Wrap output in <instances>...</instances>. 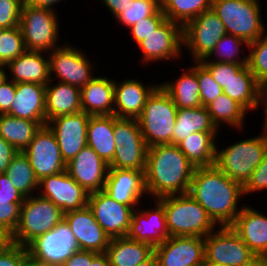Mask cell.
Wrapping results in <instances>:
<instances>
[{
	"instance_id": "cell-23",
	"label": "cell",
	"mask_w": 267,
	"mask_h": 266,
	"mask_svg": "<svg viewBox=\"0 0 267 266\" xmlns=\"http://www.w3.org/2000/svg\"><path fill=\"white\" fill-rule=\"evenodd\" d=\"M160 85H145L141 79H115L114 115L117 118L137 119L144 109L148 97Z\"/></svg>"
},
{
	"instance_id": "cell-40",
	"label": "cell",
	"mask_w": 267,
	"mask_h": 266,
	"mask_svg": "<svg viewBox=\"0 0 267 266\" xmlns=\"http://www.w3.org/2000/svg\"><path fill=\"white\" fill-rule=\"evenodd\" d=\"M147 152L146 143H127L118 146L109 168L145 171Z\"/></svg>"
},
{
	"instance_id": "cell-58",
	"label": "cell",
	"mask_w": 267,
	"mask_h": 266,
	"mask_svg": "<svg viewBox=\"0 0 267 266\" xmlns=\"http://www.w3.org/2000/svg\"><path fill=\"white\" fill-rule=\"evenodd\" d=\"M24 5H30L33 7L48 8L56 11V5L66 0H22Z\"/></svg>"
},
{
	"instance_id": "cell-30",
	"label": "cell",
	"mask_w": 267,
	"mask_h": 266,
	"mask_svg": "<svg viewBox=\"0 0 267 266\" xmlns=\"http://www.w3.org/2000/svg\"><path fill=\"white\" fill-rule=\"evenodd\" d=\"M87 145L108 165L113 161L116 149L114 115L90 116L87 126Z\"/></svg>"
},
{
	"instance_id": "cell-64",
	"label": "cell",
	"mask_w": 267,
	"mask_h": 266,
	"mask_svg": "<svg viewBox=\"0 0 267 266\" xmlns=\"http://www.w3.org/2000/svg\"><path fill=\"white\" fill-rule=\"evenodd\" d=\"M7 67L5 64L0 63V84L7 79Z\"/></svg>"
},
{
	"instance_id": "cell-11",
	"label": "cell",
	"mask_w": 267,
	"mask_h": 266,
	"mask_svg": "<svg viewBox=\"0 0 267 266\" xmlns=\"http://www.w3.org/2000/svg\"><path fill=\"white\" fill-rule=\"evenodd\" d=\"M226 34L217 14L212 9L204 11L182 27L183 49L188 50L193 62H200L211 54Z\"/></svg>"
},
{
	"instance_id": "cell-65",
	"label": "cell",
	"mask_w": 267,
	"mask_h": 266,
	"mask_svg": "<svg viewBox=\"0 0 267 266\" xmlns=\"http://www.w3.org/2000/svg\"><path fill=\"white\" fill-rule=\"evenodd\" d=\"M200 266H220V265L204 259V261L202 262V264Z\"/></svg>"
},
{
	"instance_id": "cell-10",
	"label": "cell",
	"mask_w": 267,
	"mask_h": 266,
	"mask_svg": "<svg viewBox=\"0 0 267 266\" xmlns=\"http://www.w3.org/2000/svg\"><path fill=\"white\" fill-rule=\"evenodd\" d=\"M205 259L220 266H253L257 255L242 241L231 226H218L206 237Z\"/></svg>"
},
{
	"instance_id": "cell-26",
	"label": "cell",
	"mask_w": 267,
	"mask_h": 266,
	"mask_svg": "<svg viewBox=\"0 0 267 266\" xmlns=\"http://www.w3.org/2000/svg\"><path fill=\"white\" fill-rule=\"evenodd\" d=\"M46 85L16 83V93L8 115L36 122H46Z\"/></svg>"
},
{
	"instance_id": "cell-7",
	"label": "cell",
	"mask_w": 267,
	"mask_h": 266,
	"mask_svg": "<svg viewBox=\"0 0 267 266\" xmlns=\"http://www.w3.org/2000/svg\"><path fill=\"white\" fill-rule=\"evenodd\" d=\"M260 0H212V10L221 19L227 34L254 42L267 30Z\"/></svg>"
},
{
	"instance_id": "cell-21",
	"label": "cell",
	"mask_w": 267,
	"mask_h": 266,
	"mask_svg": "<svg viewBox=\"0 0 267 266\" xmlns=\"http://www.w3.org/2000/svg\"><path fill=\"white\" fill-rule=\"evenodd\" d=\"M103 191L116 202L136 209L148 197L144 171L109 168Z\"/></svg>"
},
{
	"instance_id": "cell-42",
	"label": "cell",
	"mask_w": 267,
	"mask_h": 266,
	"mask_svg": "<svg viewBox=\"0 0 267 266\" xmlns=\"http://www.w3.org/2000/svg\"><path fill=\"white\" fill-rule=\"evenodd\" d=\"M160 7L161 4L157 0H133L114 20L127 29L136 22L152 16Z\"/></svg>"
},
{
	"instance_id": "cell-20",
	"label": "cell",
	"mask_w": 267,
	"mask_h": 266,
	"mask_svg": "<svg viewBox=\"0 0 267 266\" xmlns=\"http://www.w3.org/2000/svg\"><path fill=\"white\" fill-rule=\"evenodd\" d=\"M64 221L71 229L79 250L106 253L111 238L98 224L88 205L64 213Z\"/></svg>"
},
{
	"instance_id": "cell-47",
	"label": "cell",
	"mask_w": 267,
	"mask_h": 266,
	"mask_svg": "<svg viewBox=\"0 0 267 266\" xmlns=\"http://www.w3.org/2000/svg\"><path fill=\"white\" fill-rule=\"evenodd\" d=\"M22 6V0H0V29L19 26Z\"/></svg>"
},
{
	"instance_id": "cell-59",
	"label": "cell",
	"mask_w": 267,
	"mask_h": 266,
	"mask_svg": "<svg viewBox=\"0 0 267 266\" xmlns=\"http://www.w3.org/2000/svg\"><path fill=\"white\" fill-rule=\"evenodd\" d=\"M89 266H111V263L106 253H98Z\"/></svg>"
},
{
	"instance_id": "cell-53",
	"label": "cell",
	"mask_w": 267,
	"mask_h": 266,
	"mask_svg": "<svg viewBox=\"0 0 267 266\" xmlns=\"http://www.w3.org/2000/svg\"><path fill=\"white\" fill-rule=\"evenodd\" d=\"M16 93V83L6 79L0 84V114H6L13 103Z\"/></svg>"
},
{
	"instance_id": "cell-14",
	"label": "cell",
	"mask_w": 267,
	"mask_h": 266,
	"mask_svg": "<svg viewBox=\"0 0 267 266\" xmlns=\"http://www.w3.org/2000/svg\"><path fill=\"white\" fill-rule=\"evenodd\" d=\"M23 153L39 181L66 170L56 137L47 124L40 127Z\"/></svg>"
},
{
	"instance_id": "cell-48",
	"label": "cell",
	"mask_w": 267,
	"mask_h": 266,
	"mask_svg": "<svg viewBox=\"0 0 267 266\" xmlns=\"http://www.w3.org/2000/svg\"><path fill=\"white\" fill-rule=\"evenodd\" d=\"M212 74L214 80L223 89L228 81L235 76L239 70L245 66L223 62H201Z\"/></svg>"
},
{
	"instance_id": "cell-52",
	"label": "cell",
	"mask_w": 267,
	"mask_h": 266,
	"mask_svg": "<svg viewBox=\"0 0 267 266\" xmlns=\"http://www.w3.org/2000/svg\"><path fill=\"white\" fill-rule=\"evenodd\" d=\"M27 254L26 247L11 243L0 251V266H21Z\"/></svg>"
},
{
	"instance_id": "cell-55",
	"label": "cell",
	"mask_w": 267,
	"mask_h": 266,
	"mask_svg": "<svg viewBox=\"0 0 267 266\" xmlns=\"http://www.w3.org/2000/svg\"><path fill=\"white\" fill-rule=\"evenodd\" d=\"M18 151L0 136V174L5 173Z\"/></svg>"
},
{
	"instance_id": "cell-18",
	"label": "cell",
	"mask_w": 267,
	"mask_h": 266,
	"mask_svg": "<svg viewBox=\"0 0 267 266\" xmlns=\"http://www.w3.org/2000/svg\"><path fill=\"white\" fill-rule=\"evenodd\" d=\"M152 202L153 208L134 209L127 237L155 248L170 236L163 205L157 199Z\"/></svg>"
},
{
	"instance_id": "cell-67",
	"label": "cell",
	"mask_w": 267,
	"mask_h": 266,
	"mask_svg": "<svg viewBox=\"0 0 267 266\" xmlns=\"http://www.w3.org/2000/svg\"><path fill=\"white\" fill-rule=\"evenodd\" d=\"M160 4L164 1V0H157Z\"/></svg>"
},
{
	"instance_id": "cell-9",
	"label": "cell",
	"mask_w": 267,
	"mask_h": 266,
	"mask_svg": "<svg viewBox=\"0 0 267 266\" xmlns=\"http://www.w3.org/2000/svg\"><path fill=\"white\" fill-rule=\"evenodd\" d=\"M76 47L67 42L48 52L50 79L81 89L96 76L93 71L98 63L91 61L81 48Z\"/></svg>"
},
{
	"instance_id": "cell-2",
	"label": "cell",
	"mask_w": 267,
	"mask_h": 266,
	"mask_svg": "<svg viewBox=\"0 0 267 266\" xmlns=\"http://www.w3.org/2000/svg\"><path fill=\"white\" fill-rule=\"evenodd\" d=\"M195 169L177 145L148 147L144 171L148 198L188 193Z\"/></svg>"
},
{
	"instance_id": "cell-33",
	"label": "cell",
	"mask_w": 267,
	"mask_h": 266,
	"mask_svg": "<svg viewBox=\"0 0 267 266\" xmlns=\"http://www.w3.org/2000/svg\"><path fill=\"white\" fill-rule=\"evenodd\" d=\"M206 107L178 108L172 134V144L177 145L194 132H219Z\"/></svg>"
},
{
	"instance_id": "cell-49",
	"label": "cell",
	"mask_w": 267,
	"mask_h": 266,
	"mask_svg": "<svg viewBox=\"0 0 267 266\" xmlns=\"http://www.w3.org/2000/svg\"><path fill=\"white\" fill-rule=\"evenodd\" d=\"M264 190H267V152L263 161L254 169L250 179L243 186L244 197Z\"/></svg>"
},
{
	"instance_id": "cell-3",
	"label": "cell",
	"mask_w": 267,
	"mask_h": 266,
	"mask_svg": "<svg viewBox=\"0 0 267 266\" xmlns=\"http://www.w3.org/2000/svg\"><path fill=\"white\" fill-rule=\"evenodd\" d=\"M157 200L165 209L169 236L206 237L218 227L188 193L167 195Z\"/></svg>"
},
{
	"instance_id": "cell-17",
	"label": "cell",
	"mask_w": 267,
	"mask_h": 266,
	"mask_svg": "<svg viewBox=\"0 0 267 266\" xmlns=\"http://www.w3.org/2000/svg\"><path fill=\"white\" fill-rule=\"evenodd\" d=\"M90 115L81 111L59 116L47 122L54 133L65 163L87 146V126Z\"/></svg>"
},
{
	"instance_id": "cell-62",
	"label": "cell",
	"mask_w": 267,
	"mask_h": 266,
	"mask_svg": "<svg viewBox=\"0 0 267 266\" xmlns=\"http://www.w3.org/2000/svg\"><path fill=\"white\" fill-rule=\"evenodd\" d=\"M136 266H159V262L156 255L153 253L148 259Z\"/></svg>"
},
{
	"instance_id": "cell-46",
	"label": "cell",
	"mask_w": 267,
	"mask_h": 266,
	"mask_svg": "<svg viewBox=\"0 0 267 266\" xmlns=\"http://www.w3.org/2000/svg\"><path fill=\"white\" fill-rule=\"evenodd\" d=\"M166 19V16L162 12L161 7L149 17L142 19L140 22H136L128 28L133 41L136 45L142 40L146 39L148 35L159 27V25Z\"/></svg>"
},
{
	"instance_id": "cell-19",
	"label": "cell",
	"mask_w": 267,
	"mask_h": 266,
	"mask_svg": "<svg viewBox=\"0 0 267 266\" xmlns=\"http://www.w3.org/2000/svg\"><path fill=\"white\" fill-rule=\"evenodd\" d=\"M159 266H200L205 259L204 237L170 236L154 248Z\"/></svg>"
},
{
	"instance_id": "cell-56",
	"label": "cell",
	"mask_w": 267,
	"mask_h": 266,
	"mask_svg": "<svg viewBox=\"0 0 267 266\" xmlns=\"http://www.w3.org/2000/svg\"><path fill=\"white\" fill-rule=\"evenodd\" d=\"M131 1L133 0H101V3L106 7V10L111 13L114 19L119 13L124 11Z\"/></svg>"
},
{
	"instance_id": "cell-35",
	"label": "cell",
	"mask_w": 267,
	"mask_h": 266,
	"mask_svg": "<svg viewBox=\"0 0 267 266\" xmlns=\"http://www.w3.org/2000/svg\"><path fill=\"white\" fill-rule=\"evenodd\" d=\"M43 125H46V122L0 114V136L18 152H23L28 147L36 132Z\"/></svg>"
},
{
	"instance_id": "cell-8",
	"label": "cell",
	"mask_w": 267,
	"mask_h": 266,
	"mask_svg": "<svg viewBox=\"0 0 267 266\" xmlns=\"http://www.w3.org/2000/svg\"><path fill=\"white\" fill-rule=\"evenodd\" d=\"M56 12L48 8L23 4L19 27L26 50L48 53L60 47L58 45L60 39L59 12Z\"/></svg>"
},
{
	"instance_id": "cell-54",
	"label": "cell",
	"mask_w": 267,
	"mask_h": 266,
	"mask_svg": "<svg viewBox=\"0 0 267 266\" xmlns=\"http://www.w3.org/2000/svg\"><path fill=\"white\" fill-rule=\"evenodd\" d=\"M98 253L78 250L68 257L62 266H89Z\"/></svg>"
},
{
	"instance_id": "cell-61",
	"label": "cell",
	"mask_w": 267,
	"mask_h": 266,
	"mask_svg": "<svg viewBox=\"0 0 267 266\" xmlns=\"http://www.w3.org/2000/svg\"><path fill=\"white\" fill-rule=\"evenodd\" d=\"M21 266H48V265L43 263L42 261L34 259L29 254H27L24 257Z\"/></svg>"
},
{
	"instance_id": "cell-41",
	"label": "cell",
	"mask_w": 267,
	"mask_h": 266,
	"mask_svg": "<svg viewBox=\"0 0 267 266\" xmlns=\"http://www.w3.org/2000/svg\"><path fill=\"white\" fill-rule=\"evenodd\" d=\"M247 65L260 85L267 83V31L249 43Z\"/></svg>"
},
{
	"instance_id": "cell-50",
	"label": "cell",
	"mask_w": 267,
	"mask_h": 266,
	"mask_svg": "<svg viewBox=\"0 0 267 266\" xmlns=\"http://www.w3.org/2000/svg\"><path fill=\"white\" fill-rule=\"evenodd\" d=\"M22 204L11 203L10 205H0V227L10 235L13 234L18 225Z\"/></svg>"
},
{
	"instance_id": "cell-28",
	"label": "cell",
	"mask_w": 267,
	"mask_h": 266,
	"mask_svg": "<svg viewBox=\"0 0 267 266\" xmlns=\"http://www.w3.org/2000/svg\"><path fill=\"white\" fill-rule=\"evenodd\" d=\"M54 82L50 80L46 85V124L53 118L82 111L80 88L65 82Z\"/></svg>"
},
{
	"instance_id": "cell-34",
	"label": "cell",
	"mask_w": 267,
	"mask_h": 266,
	"mask_svg": "<svg viewBox=\"0 0 267 266\" xmlns=\"http://www.w3.org/2000/svg\"><path fill=\"white\" fill-rule=\"evenodd\" d=\"M154 253V248L146 243L125 237L111 238L106 254L111 266H136Z\"/></svg>"
},
{
	"instance_id": "cell-38",
	"label": "cell",
	"mask_w": 267,
	"mask_h": 266,
	"mask_svg": "<svg viewBox=\"0 0 267 266\" xmlns=\"http://www.w3.org/2000/svg\"><path fill=\"white\" fill-rule=\"evenodd\" d=\"M244 47H246L247 49L246 50L247 55L246 53L243 52ZM248 47L249 43L246 40L231 34H226L218 41L211 54L207 58L202 59L200 62H223V63L247 65Z\"/></svg>"
},
{
	"instance_id": "cell-31",
	"label": "cell",
	"mask_w": 267,
	"mask_h": 266,
	"mask_svg": "<svg viewBox=\"0 0 267 266\" xmlns=\"http://www.w3.org/2000/svg\"><path fill=\"white\" fill-rule=\"evenodd\" d=\"M219 132H194L177 144L187 159L197 167L215 165Z\"/></svg>"
},
{
	"instance_id": "cell-66",
	"label": "cell",
	"mask_w": 267,
	"mask_h": 266,
	"mask_svg": "<svg viewBox=\"0 0 267 266\" xmlns=\"http://www.w3.org/2000/svg\"><path fill=\"white\" fill-rule=\"evenodd\" d=\"M253 266H266V265H263V264H260L259 262H256Z\"/></svg>"
},
{
	"instance_id": "cell-25",
	"label": "cell",
	"mask_w": 267,
	"mask_h": 266,
	"mask_svg": "<svg viewBox=\"0 0 267 266\" xmlns=\"http://www.w3.org/2000/svg\"><path fill=\"white\" fill-rule=\"evenodd\" d=\"M243 205L231 228L257 256L267 246V215L262 211Z\"/></svg>"
},
{
	"instance_id": "cell-39",
	"label": "cell",
	"mask_w": 267,
	"mask_h": 266,
	"mask_svg": "<svg viewBox=\"0 0 267 266\" xmlns=\"http://www.w3.org/2000/svg\"><path fill=\"white\" fill-rule=\"evenodd\" d=\"M161 9L166 19L183 27L204 11L212 9V0H164Z\"/></svg>"
},
{
	"instance_id": "cell-6",
	"label": "cell",
	"mask_w": 267,
	"mask_h": 266,
	"mask_svg": "<svg viewBox=\"0 0 267 266\" xmlns=\"http://www.w3.org/2000/svg\"><path fill=\"white\" fill-rule=\"evenodd\" d=\"M64 220V212L38 193L25 197L11 242L26 247L35 238L54 229Z\"/></svg>"
},
{
	"instance_id": "cell-57",
	"label": "cell",
	"mask_w": 267,
	"mask_h": 266,
	"mask_svg": "<svg viewBox=\"0 0 267 266\" xmlns=\"http://www.w3.org/2000/svg\"><path fill=\"white\" fill-rule=\"evenodd\" d=\"M258 108H262V110L264 111L262 131L267 132V83L260 85Z\"/></svg>"
},
{
	"instance_id": "cell-13",
	"label": "cell",
	"mask_w": 267,
	"mask_h": 266,
	"mask_svg": "<svg viewBox=\"0 0 267 266\" xmlns=\"http://www.w3.org/2000/svg\"><path fill=\"white\" fill-rule=\"evenodd\" d=\"M26 249L31 257L48 266H62L68 257L79 250L75 237L64 220L54 229L31 241Z\"/></svg>"
},
{
	"instance_id": "cell-43",
	"label": "cell",
	"mask_w": 267,
	"mask_h": 266,
	"mask_svg": "<svg viewBox=\"0 0 267 266\" xmlns=\"http://www.w3.org/2000/svg\"><path fill=\"white\" fill-rule=\"evenodd\" d=\"M26 51L19 26L0 29V63L7 65Z\"/></svg>"
},
{
	"instance_id": "cell-37",
	"label": "cell",
	"mask_w": 267,
	"mask_h": 266,
	"mask_svg": "<svg viewBox=\"0 0 267 266\" xmlns=\"http://www.w3.org/2000/svg\"><path fill=\"white\" fill-rule=\"evenodd\" d=\"M5 174L14 187L25 197L38 192L39 180L28 157L23 152H18L11 160Z\"/></svg>"
},
{
	"instance_id": "cell-27",
	"label": "cell",
	"mask_w": 267,
	"mask_h": 266,
	"mask_svg": "<svg viewBox=\"0 0 267 266\" xmlns=\"http://www.w3.org/2000/svg\"><path fill=\"white\" fill-rule=\"evenodd\" d=\"M80 93L83 112L90 116L114 115L115 78L96 75Z\"/></svg>"
},
{
	"instance_id": "cell-16",
	"label": "cell",
	"mask_w": 267,
	"mask_h": 266,
	"mask_svg": "<svg viewBox=\"0 0 267 266\" xmlns=\"http://www.w3.org/2000/svg\"><path fill=\"white\" fill-rule=\"evenodd\" d=\"M38 194L49 199L64 213L87 206L89 194L67 173L63 171L42 178Z\"/></svg>"
},
{
	"instance_id": "cell-45",
	"label": "cell",
	"mask_w": 267,
	"mask_h": 266,
	"mask_svg": "<svg viewBox=\"0 0 267 266\" xmlns=\"http://www.w3.org/2000/svg\"><path fill=\"white\" fill-rule=\"evenodd\" d=\"M197 80L200 86L202 106L205 107L223 93L221 86L216 83L212 74L201 62H197Z\"/></svg>"
},
{
	"instance_id": "cell-63",
	"label": "cell",
	"mask_w": 267,
	"mask_h": 266,
	"mask_svg": "<svg viewBox=\"0 0 267 266\" xmlns=\"http://www.w3.org/2000/svg\"><path fill=\"white\" fill-rule=\"evenodd\" d=\"M257 262L267 266V246L263 251L257 256Z\"/></svg>"
},
{
	"instance_id": "cell-32",
	"label": "cell",
	"mask_w": 267,
	"mask_h": 266,
	"mask_svg": "<svg viewBox=\"0 0 267 266\" xmlns=\"http://www.w3.org/2000/svg\"><path fill=\"white\" fill-rule=\"evenodd\" d=\"M260 84L249 69L248 65L243 66L239 72L232 76L223 93L239 103L248 113L258 110Z\"/></svg>"
},
{
	"instance_id": "cell-36",
	"label": "cell",
	"mask_w": 267,
	"mask_h": 266,
	"mask_svg": "<svg viewBox=\"0 0 267 266\" xmlns=\"http://www.w3.org/2000/svg\"><path fill=\"white\" fill-rule=\"evenodd\" d=\"M205 107L219 130H223L221 128L223 125L231 129H239L241 132L244 130V122H246L245 118L248 112L228 95L220 94Z\"/></svg>"
},
{
	"instance_id": "cell-24",
	"label": "cell",
	"mask_w": 267,
	"mask_h": 266,
	"mask_svg": "<svg viewBox=\"0 0 267 266\" xmlns=\"http://www.w3.org/2000/svg\"><path fill=\"white\" fill-rule=\"evenodd\" d=\"M6 67L7 75H9L7 78L15 83L30 82L47 85L51 80L47 52L26 50L9 62Z\"/></svg>"
},
{
	"instance_id": "cell-44",
	"label": "cell",
	"mask_w": 267,
	"mask_h": 266,
	"mask_svg": "<svg viewBox=\"0 0 267 266\" xmlns=\"http://www.w3.org/2000/svg\"><path fill=\"white\" fill-rule=\"evenodd\" d=\"M114 140L116 147L127 143H145L138 120L117 118L114 115Z\"/></svg>"
},
{
	"instance_id": "cell-51",
	"label": "cell",
	"mask_w": 267,
	"mask_h": 266,
	"mask_svg": "<svg viewBox=\"0 0 267 266\" xmlns=\"http://www.w3.org/2000/svg\"><path fill=\"white\" fill-rule=\"evenodd\" d=\"M25 196L11 183L5 173L0 174V205L23 203Z\"/></svg>"
},
{
	"instance_id": "cell-15",
	"label": "cell",
	"mask_w": 267,
	"mask_h": 266,
	"mask_svg": "<svg viewBox=\"0 0 267 266\" xmlns=\"http://www.w3.org/2000/svg\"><path fill=\"white\" fill-rule=\"evenodd\" d=\"M87 205L110 238L127 236L134 211L132 207L116 202L103 190L90 193Z\"/></svg>"
},
{
	"instance_id": "cell-12",
	"label": "cell",
	"mask_w": 267,
	"mask_h": 266,
	"mask_svg": "<svg viewBox=\"0 0 267 266\" xmlns=\"http://www.w3.org/2000/svg\"><path fill=\"white\" fill-rule=\"evenodd\" d=\"M144 66L153 65L160 61L177 60L184 54L182 26L169 19H165L159 27L137 44ZM149 64V65H148Z\"/></svg>"
},
{
	"instance_id": "cell-29",
	"label": "cell",
	"mask_w": 267,
	"mask_h": 266,
	"mask_svg": "<svg viewBox=\"0 0 267 266\" xmlns=\"http://www.w3.org/2000/svg\"><path fill=\"white\" fill-rule=\"evenodd\" d=\"M186 67L181 76L174 79V82L164 81L160 86L173 99L177 108H196L202 106L200 99V86L197 80V62Z\"/></svg>"
},
{
	"instance_id": "cell-60",
	"label": "cell",
	"mask_w": 267,
	"mask_h": 266,
	"mask_svg": "<svg viewBox=\"0 0 267 266\" xmlns=\"http://www.w3.org/2000/svg\"><path fill=\"white\" fill-rule=\"evenodd\" d=\"M11 243V235L0 227V251L4 250Z\"/></svg>"
},
{
	"instance_id": "cell-5",
	"label": "cell",
	"mask_w": 267,
	"mask_h": 266,
	"mask_svg": "<svg viewBox=\"0 0 267 266\" xmlns=\"http://www.w3.org/2000/svg\"><path fill=\"white\" fill-rule=\"evenodd\" d=\"M178 108L159 85L148 97L138 124L148 147L172 144V134Z\"/></svg>"
},
{
	"instance_id": "cell-4",
	"label": "cell",
	"mask_w": 267,
	"mask_h": 266,
	"mask_svg": "<svg viewBox=\"0 0 267 266\" xmlns=\"http://www.w3.org/2000/svg\"><path fill=\"white\" fill-rule=\"evenodd\" d=\"M232 143L220 149L216 144L215 165L230 179L244 186L267 152V132Z\"/></svg>"
},
{
	"instance_id": "cell-22",
	"label": "cell",
	"mask_w": 267,
	"mask_h": 266,
	"mask_svg": "<svg viewBox=\"0 0 267 266\" xmlns=\"http://www.w3.org/2000/svg\"><path fill=\"white\" fill-rule=\"evenodd\" d=\"M66 171L90 194L104 189L109 165L87 145L66 163Z\"/></svg>"
},
{
	"instance_id": "cell-1",
	"label": "cell",
	"mask_w": 267,
	"mask_h": 266,
	"mask_svg": "<svg viewBox=\"0 0 267 266\" xmlns=\"http://www.w3.org/2000/svg\"><path fill=\"white\" fill-rule=\"evenodd\" d=\"M188 194L219 227L231 226L242 210V205H245L239 204L244 197L243 186L230 179L216 165L195 169Z\"/></svg>"
}]
</instances>
